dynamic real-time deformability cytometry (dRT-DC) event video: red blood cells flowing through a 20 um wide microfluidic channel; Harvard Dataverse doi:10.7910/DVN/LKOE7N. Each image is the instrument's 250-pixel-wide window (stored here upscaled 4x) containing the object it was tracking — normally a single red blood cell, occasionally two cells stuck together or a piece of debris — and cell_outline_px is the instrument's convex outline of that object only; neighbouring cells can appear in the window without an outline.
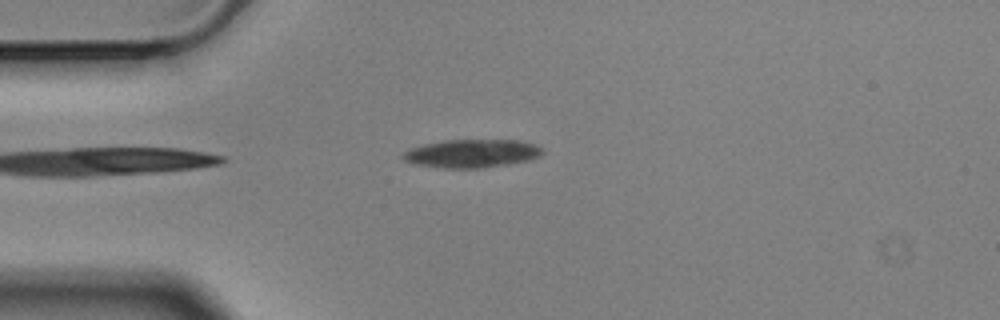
{"species": "Egyptian fruit bat (a non-hibernating species)", "species_latin": "Rousettus aegyptiacus", "temperature_condition": "cold", "stored_images_in_passage": 2, "camera_frame_rate_fps": 3000, "um_per_image_px": 0.085, "animal": {"sex": "male"}, "frame": {"image": 1, "passage_image": 2, "time_ms": 0.333, "image_size_px": [1000, 320], "cell_outline_px": [[544, 152], [540, 156], [528, 160], [508, 164], [480, 168], [444, 168], [412, 164], [404, 160], [400, 156], [408, 148], [424, 144], [444, 140], [520, 140], [536, 144]], "centroid_in_image_um": [40.06, 13.04], "position_along_channel_um": 44.9, "area_um2": 23.12}}